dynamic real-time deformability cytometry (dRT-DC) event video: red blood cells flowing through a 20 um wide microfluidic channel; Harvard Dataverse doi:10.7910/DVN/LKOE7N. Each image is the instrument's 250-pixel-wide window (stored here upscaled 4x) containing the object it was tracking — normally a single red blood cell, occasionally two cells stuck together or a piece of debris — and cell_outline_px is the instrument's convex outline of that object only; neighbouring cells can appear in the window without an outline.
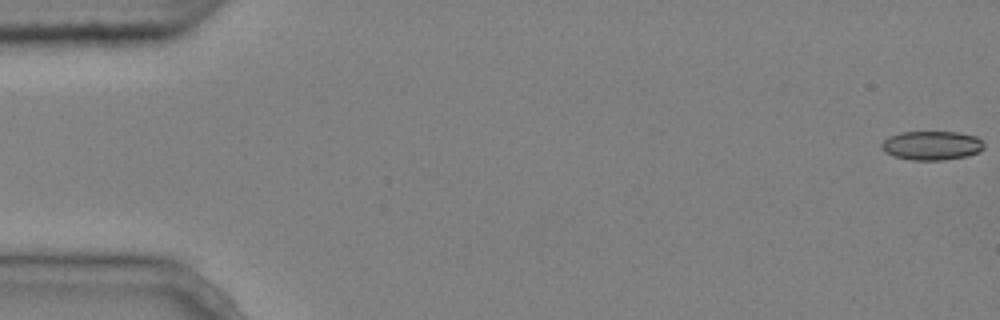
{"species": "common noctule bat (a hibernating species)", "species_latin": "Nyctalus noctula", "temperature_condition": "cold", "stored_images_in_passage": 4, "camera_frame_rate_fps": 3000, "um_per_image_px": 0.085, "animal": {"sex": "male", "body_mass_g": 20.4}, "frame": {"image": 1, "passage_image": 1, "time_ms": 0.0, "image_size_px": [1000, 320], "cell_outline_px": [[984, 148], [980, 152], [964, 156], [944, 160], [912, 160], [892, 156], [884, 152], [880, 148], [880, 144], [888, 136], [900, 132], [956, 132], [976, 136], [984, 144]], "centroid_in_image_um": [79.15, 12.37], "position_along_channel_um": 5.9, "area_um2": 17.46}}
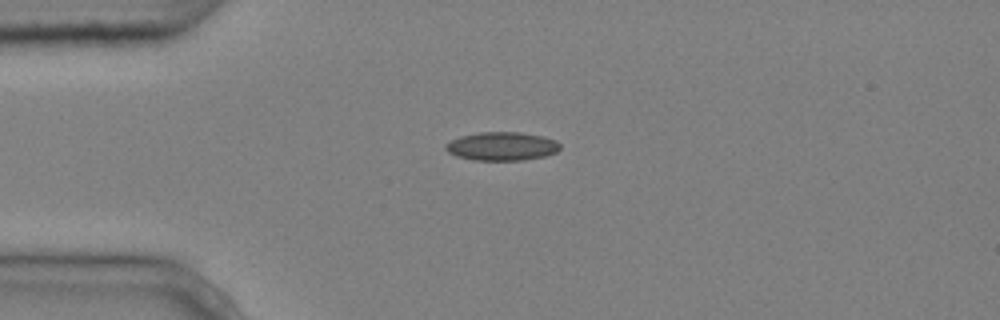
{"frame": {"image": 2, "passage_image": 4, "time_ms": 1.0, "image_size_px": [1000, 320], "cell_outline_px": [[560, 148], [556, 152], [544, 156], [524, 160], [472, 160], [456, 156], [448, 152], [444, 148], [444, 144], [460, 136], [480, 132], [520, 132], [544, 136], [556, 140], [560, 144]], "centroid_in_image_um": [42.65, 12.43], "position_along_channel_um": 42.3, "area_um2": 19.13}}